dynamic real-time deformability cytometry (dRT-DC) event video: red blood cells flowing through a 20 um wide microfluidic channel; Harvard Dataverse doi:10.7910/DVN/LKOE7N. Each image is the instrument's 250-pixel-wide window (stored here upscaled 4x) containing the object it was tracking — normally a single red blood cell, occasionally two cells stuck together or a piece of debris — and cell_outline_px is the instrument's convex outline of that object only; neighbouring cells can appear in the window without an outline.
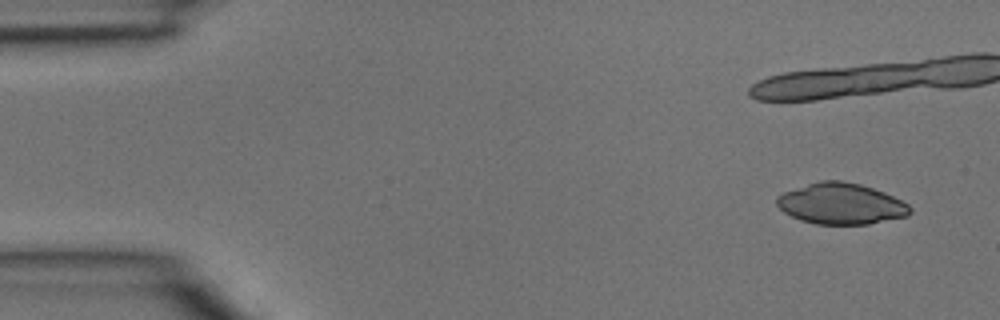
{"species": "common noctule bat (a hibernating species)", "species_latin": "Nyctalus noctula", "temperature_condition": "room temperature", "stored_images_in_passage": 5, "camera_frame_rate_fps": 3000, "um_per_image_px": 0.085, "animal": {"sex": "male", "body_mass_g": 15.6}, "frame": {"image": 1, "passage_image": 1, "time_ms": 0.0, "image_size_px": [1000, 320], "cell_outline_px": [[912, 212], [908, 216], [868, 224], [816, 224], [800, 220], [784, 212], [776, 204], [776, 196], [784, 192], [820, 180], [840, 180], [860, 184], [884, 192], [908, 204], [912, 208]], "centroid_in_image_um": [71.49, 17.32], "position_along_channel_um": 13.5, "area_um2": 31.79}}